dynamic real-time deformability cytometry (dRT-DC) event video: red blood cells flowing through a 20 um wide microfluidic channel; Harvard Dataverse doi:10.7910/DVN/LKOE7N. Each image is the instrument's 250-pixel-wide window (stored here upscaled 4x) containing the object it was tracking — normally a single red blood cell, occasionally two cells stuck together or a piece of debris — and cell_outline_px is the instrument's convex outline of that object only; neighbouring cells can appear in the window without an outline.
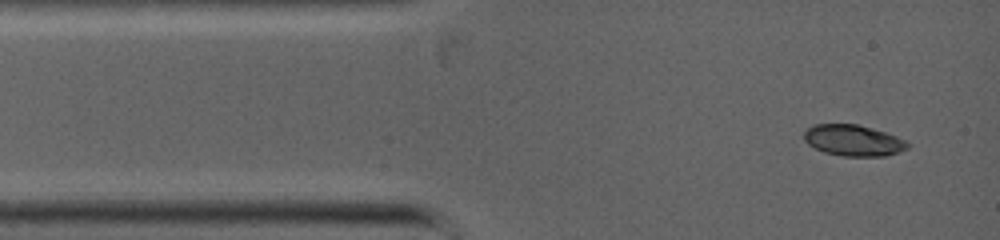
{"species": "common noctule bat (a hibernating species)", "species_latin": "Nyctalus noctula", "temperature_condition": "warm", "stored_images_in_passage": 2, "camera_frame_rate_fps": 5000, "um_per_image_px": 0.085, "animal": {"sex": "female", "body_mass_g": 19.0, "forearm_length_mm": 53.3}, "frame": {"image": 1, "passage_image": 2, "time_ms": 0.4, "image_size_px": [1000, 240], "cell_outline_px": [[908, 148], [884, 156], [844, 156], [824, 152], [808, 144], [804, 140], [804, 132], [808, 128], [816, 124], [856, 124], [884, 132], [896, 136], [904, 140], [908, 144]], "centroid_in_image_um": [72.49, 11.93], "position_along_channel_um": 12.5, "area_um2": 18.44}}